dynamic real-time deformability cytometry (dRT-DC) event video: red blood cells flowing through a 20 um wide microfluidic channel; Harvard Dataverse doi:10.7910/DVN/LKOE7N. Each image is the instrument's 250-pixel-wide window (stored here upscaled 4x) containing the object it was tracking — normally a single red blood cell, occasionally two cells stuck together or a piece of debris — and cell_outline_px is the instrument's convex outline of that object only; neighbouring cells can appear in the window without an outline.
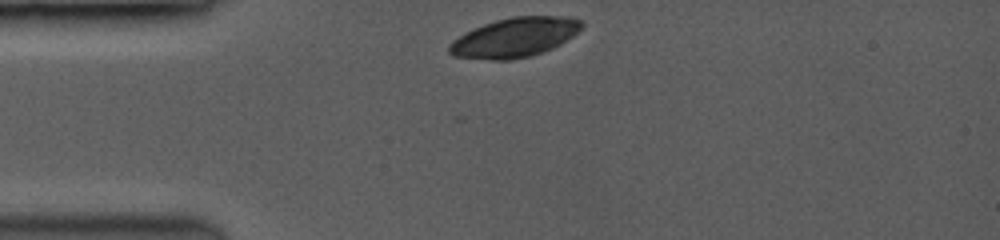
{"species": "common noctule bat (a hibernating species)", "species_latin": "Nyctalus noctula", "temperature_condition": "room temperature", "stored_images_in_passage": 9, "camera_frame_rate_fps": 3500, "um_per_image_px": 0.085, "animal": {"sex": "female", "body_mass_g": 19.0, "forearm_length_mm": 53.3}, "frame": {"image": 1, "passage_image": 1, "time_ms": 0.0, "image_size_px": [1000, 240], "cell_outline_px": [[584, 24], [572, 36], [560, 44], [552, 48], [528, 56], [508, 60], [492, 60], [452, 56], [448, 52], [448, 44], [464, 32], [472, 28], [496, 20], [512, 16], [572, 16], [584, 20]], "centroid_in_image_um": [43.73, 3.16], "position_along_channel_um": 41.3, "area_um2": 30.52}}
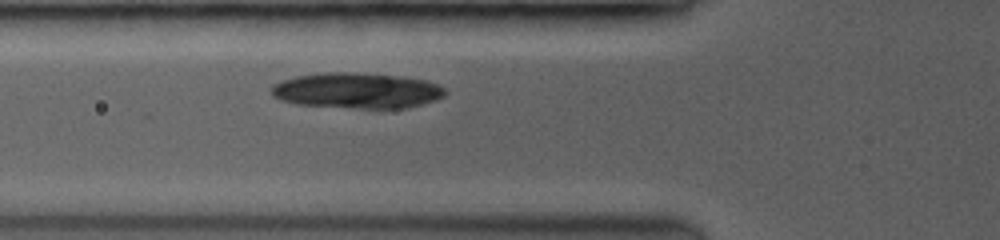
{"frame": {"image": 2, "passage_image": 9, "time_ms": 2.0, "image_size_px": [1000, 240], "cell_outline_px": [[444, 96], [420, 104], [404, 108], [360, 108], [300, 104], [284, 100], [276, 96], [272, 92], [272, 84], [296, 76], [328, 72], [344, 72], [392, 76], [424, 80], [436, 84], [444, 88]], "centroid_in_image_um": [30.32, 7.7], "position_along_channel_um": 95.5, "area_um2": 34.97}}